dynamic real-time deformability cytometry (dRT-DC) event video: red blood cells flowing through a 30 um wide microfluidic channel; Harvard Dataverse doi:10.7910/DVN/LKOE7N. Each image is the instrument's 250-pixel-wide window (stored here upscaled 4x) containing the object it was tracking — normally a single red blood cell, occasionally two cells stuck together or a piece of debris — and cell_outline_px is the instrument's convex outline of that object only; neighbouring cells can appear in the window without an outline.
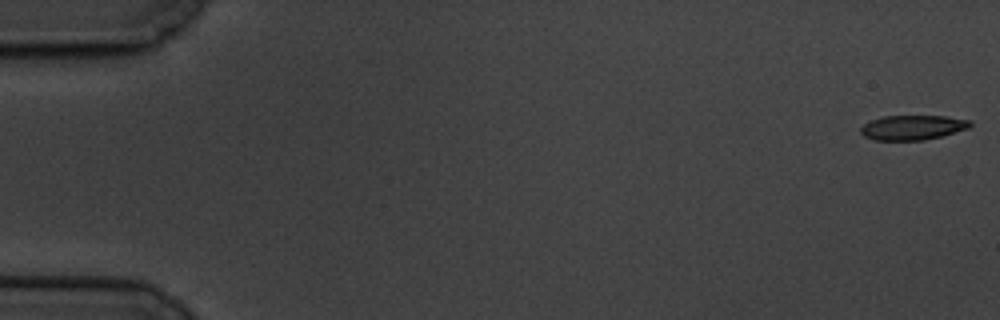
{"species": "common noctule bat (a hibernating species)", "species_latin": "Nyctalus noctula", "temperature_condition": "cold", "stored_images_in_passage": 6, "camera_frame_rate_fps": 3000, "um_per_image_px": 0.085, "animal": {"sex": "male", "body_mass_g": 19.5, "forearm_length_mm": 54.6}, "frame": {"image": 1, "passage_image": 1, "time_ms": 0.0, "image_size_px": [1000, 320], "cell_outline_px": [[972, 124], [968, 128], [944, 136], [924, 140], [872, 140], [864, 136], [860, 132], [860, 128], [864, 124], [872, 120], [884, 116], [944, 116], [972, 120]], "centroid_in_image_um": [77.59, 10.84], "position_along_channel_um": 7.4, "area_um2": 15.84}}
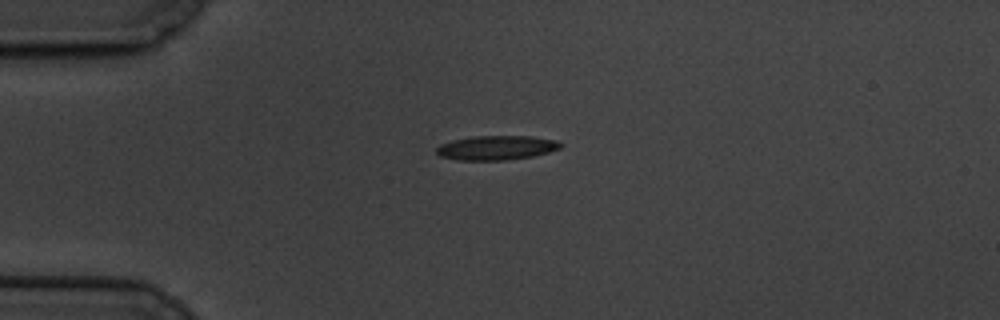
{"frame": {"image": 2, "passage_image": 5, "time_ms": 4.667, "image_size_px": [1000, 320], "cell_outline_px": [[564, 144], [560, 148], [548, 152], [532, 156], [504, 160], [456, 160], [440, 156], [436, 152], [436, 148], [440, 144], [452, 140], [472, 136], [532, 136], [556, 140]], "centroid_in_image_um": [42.18, 12.55], "position_along_channel_um": 42.8, "area_um2": 17.63}}